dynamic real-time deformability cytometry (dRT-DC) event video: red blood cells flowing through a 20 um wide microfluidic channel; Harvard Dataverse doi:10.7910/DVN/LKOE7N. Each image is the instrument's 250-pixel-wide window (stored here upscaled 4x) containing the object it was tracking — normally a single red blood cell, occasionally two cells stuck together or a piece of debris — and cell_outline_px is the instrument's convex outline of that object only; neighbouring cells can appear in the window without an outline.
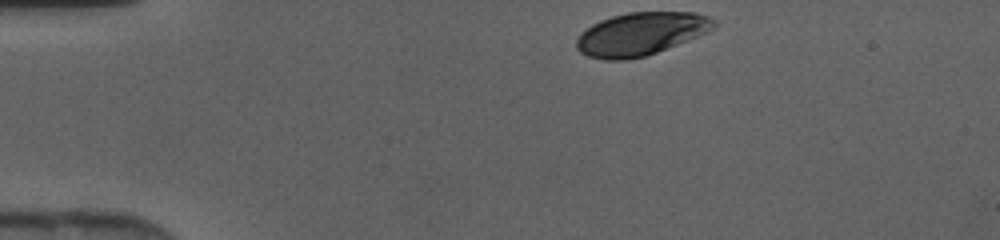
{"species": "human", "species_latin": "Homo sapiens", "temperature_condition": "cold", "stored_images_in_passage": 31, "camera_frame_rate_fps": 3000, "um_per_image_px": 0.085, "donor": {"sex": "female"}, "frame": {"image": 1, "passage_image": 1, "time_ms": 0.0, "image_size_px": [1000, 240], "cell_outline_px": [[716, 24], [708, 32], [656, 52], [644, 56], [624, 60], [604, 60], [588, 56], [580, 52], [576, 48], [576, 40], [592, 24], [600, 20], [612, 16], [628, 12], [696, 12], [708, 16], [716, 20]], "centroid_in_image_um": [54.47, 2.87], "position_along_channel_um": 30.5, "area_um2": 34.1}}
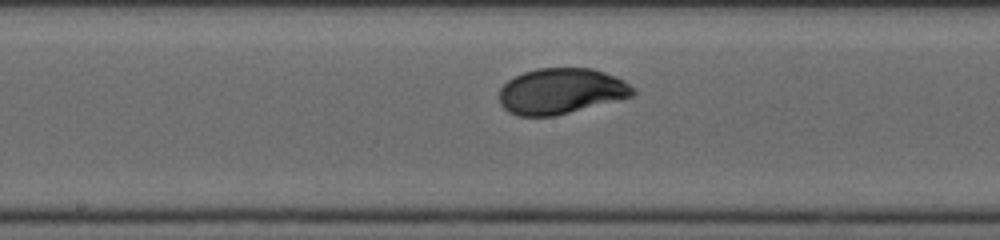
{"frame": {"image": 2, "passage_image": 17, "time_ms": 5.333, "image_size_px": [1000, 240], "cell_outline_px": [[636, 92], [632, 96], [552, 116], [520, 116], [508, 112], [500, 104], [500, 88], [508, 80], [524, 72], [540, 68], [592, 68], [616, 76], [624, 80]], "centroid_in_image_um": [47.66, 7.74], "position_along_channel_um": 200.5, "area_um2": 35.2}}
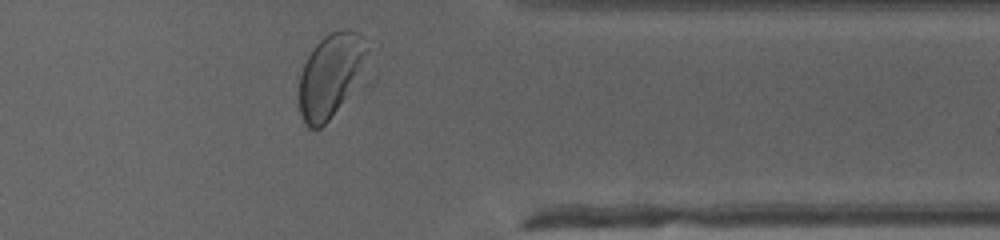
{"frame": {"image": 3, "passage_image": 30, "time_ms": 9.667, "image_size_px": [1000, 240], "cell_outline_px": [[380, 44], [372, 84], [320, 128], [308, 128], [304, 124], [300, 116], [300, 72], [312, 48], [324, 36], [340, 28], [348, 28]], "centroid_in_image_um": [28.53, 6.37], "position_along_channel_um": 382.9, "area_um2": 39.25}}